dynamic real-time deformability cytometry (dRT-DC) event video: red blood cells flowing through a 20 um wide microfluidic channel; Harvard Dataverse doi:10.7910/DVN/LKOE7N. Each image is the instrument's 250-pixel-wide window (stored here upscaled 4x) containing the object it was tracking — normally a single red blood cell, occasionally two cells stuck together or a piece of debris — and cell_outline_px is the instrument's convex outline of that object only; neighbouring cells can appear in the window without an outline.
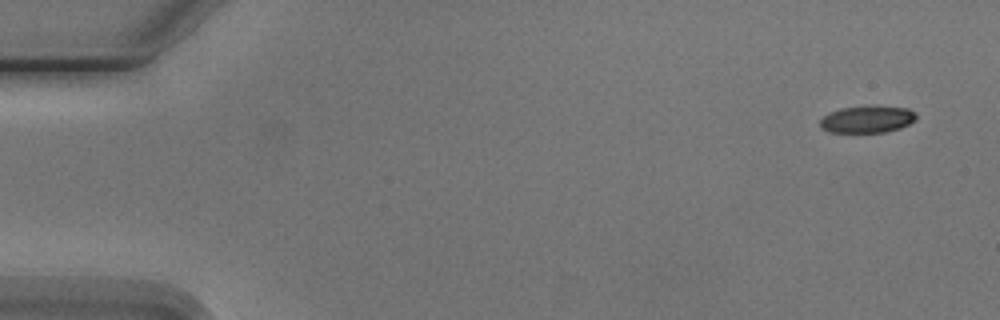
{"species": "Egyptian fruit bat (a non-hibernating species)", "species_latin": "Rousettus aegyptiacus", "temperature_condition": "cold", "stored_images_in_passage": 7, "camera_frame_rate_fps": 3000, "um_per_image_px": 0.085, "animal": {"sex": "male"}, "frame": {"image": 1, "passage_image": 1, "time_ms": 0.0, "image_size_px": [1000, 320], "cell_outline_px": [[916, 120], [900, 128], [884, 132], [832, 132], [820, 128], [820, 120], [828, 112], [840, 108], [868, 104], [880, 104], [908, 108], [916, 112]], "centroid_in_image_um": [73.74, 10.09], "position_along_channel_um": 11.3, "area_um2": 15.72}}
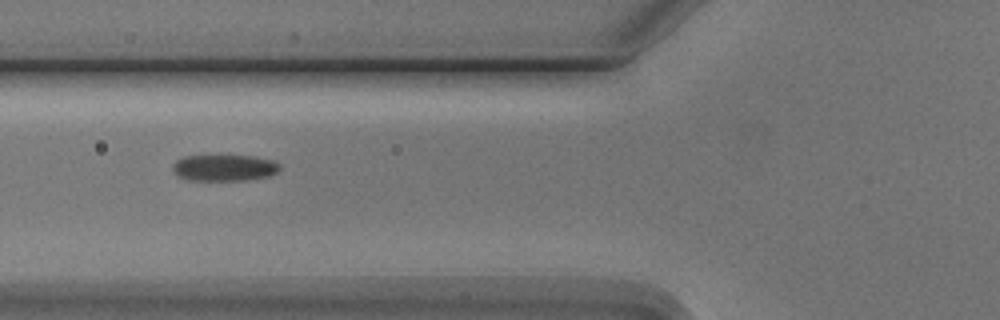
{"frame": {"image": 2, "passage_image": 6, "time_ms": 6.0, "image_size_px": [1000, 320], "cell_outline_px": [[280, 168], [276, 172], [268, 176], [248, 180], [188, 180], [176, 176], [172, 168], [172, 164], [176, 160], [184, 156], [252, 156], [272, 160], [280, 164]], "centroid_in_image_um": [19.03, 14.27], "position_along_channel_um": 106.8, "area_um2": 16.47}}
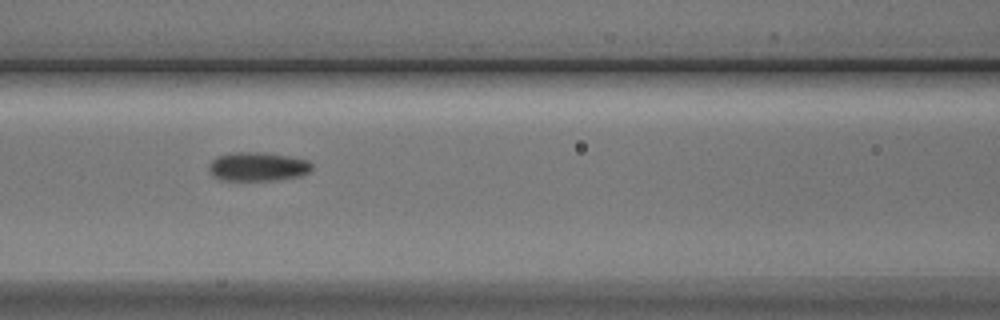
{"frame": {"image": 3, "passage_image": 7, "time_ms": 7.0, "image_size_px": [1000, 320], "cell_outline_px": [[312, 168], [308, 172], [300, 176], [276, 180], [220, 180], [208, 168], [208, 164], [212, 160], [220, 156], [236, 152], [260, 152], [288, 156], [308, 160], [312, 164]], "centroid_in_image_um": [21.93, 14.16], "position_along_channel_um": 144.7, "area_um2": 17.11}}